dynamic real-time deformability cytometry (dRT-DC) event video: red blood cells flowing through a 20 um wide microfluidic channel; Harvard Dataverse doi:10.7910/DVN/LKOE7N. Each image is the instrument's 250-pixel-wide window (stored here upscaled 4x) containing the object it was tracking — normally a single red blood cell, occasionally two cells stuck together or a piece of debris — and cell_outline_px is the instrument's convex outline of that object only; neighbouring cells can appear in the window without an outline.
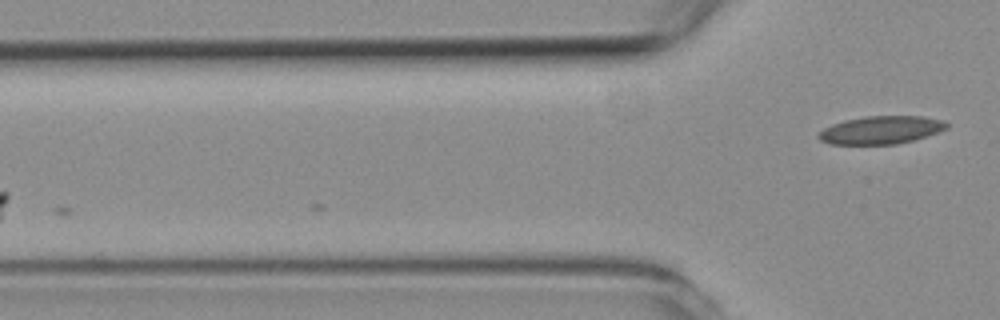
{"species": "common noctule bat (a hibernating species)", "species_latin": "Nyctalus noctula", "temperature_condition": "room temperature", "stored_images_in_passage": 6, "camera_frame_rate_fps": 3000, "um_per_image_px": 0.085, "animal": {"sex": "female", "body_mass_g": 19.3, "forearm_length_mm": 54.1}, "frame": {"image": 1, "passage_image": 6, "time_ms": 6.0, "image_size_px": [1000, 320], "cell_outline_px": [[948, 128], [912, 140], [896, 144], [828, 144], [820, 140], [816, 136], [824, 128], [832, 124], [848, 120], [868, 116], [920, 116], [940, 120], [948, 124]], "centroid_in_image_um": [74.84, 11.05], "position_along_channel_um": 51.0, "area_um2": 20.46}}